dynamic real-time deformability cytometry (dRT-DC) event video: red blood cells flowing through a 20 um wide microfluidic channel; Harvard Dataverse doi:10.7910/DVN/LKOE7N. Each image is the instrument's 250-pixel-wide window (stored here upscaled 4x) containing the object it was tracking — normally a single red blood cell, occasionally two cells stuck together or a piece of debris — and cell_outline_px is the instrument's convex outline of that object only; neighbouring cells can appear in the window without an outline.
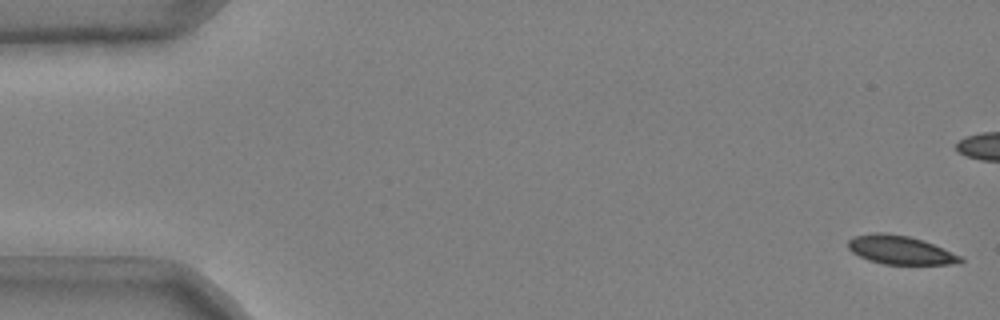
{"species": "common noctule bat (a hibernating species)", "species_latin": "Nyctalus noctula", "temperature_condition": "cold", "stored_images_in_passage": 12, "camera_frame_rate_fps": 3000, "um_per_image_px": 0.085, "animal": {"sex": "male", "body_mass_g": 20.4}, "frame": {"image": 1, "passage_image": 1, "time_ms": 0.0, "image_size_px": [1000, 320], "cell_outline_px": [[964, 260], [960, 264], [884, 264], [868, 260], [852, 252], [848, 248], [848, 240], [852, 236], [876, 232], [884, 232], [908, 236], [932, 244], [960, 256]], "centroid_in_image_um": [76.47, 21.25], "position_along_channel_um": 8.5, "area_um2": 18.55}}